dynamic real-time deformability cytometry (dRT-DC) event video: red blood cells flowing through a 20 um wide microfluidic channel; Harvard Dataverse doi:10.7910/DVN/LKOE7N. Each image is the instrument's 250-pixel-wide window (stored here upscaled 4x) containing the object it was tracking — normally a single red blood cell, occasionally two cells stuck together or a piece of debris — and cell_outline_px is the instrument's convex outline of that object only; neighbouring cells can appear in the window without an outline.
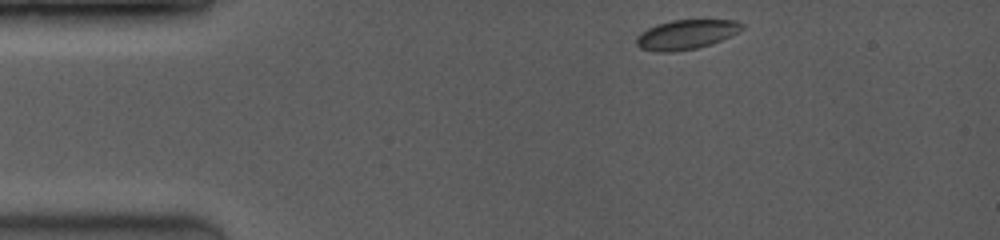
{"species": "common noctule bat (a hibernating species)", "species_latin": "Nyctalus noctula", "temperature_condition": "room temperature", "stored_images_in_passage": 7, "camera_frame_rate_fps": 3500, "um_per_image_px": 0.085, "animal": {"sex": "female", "body_mass_g": 19.0, "forearm_length_mm": 53.3}, "frame": {"image": 1, "passage_image": 1, "time_ms": 0.0, "image_size_px": [1000, 240], "cell_outline_px": [[744, 28], [740, 32], [720, 40], [696, 48], [672, 52], [656, 52], [640, 48], [636, 44], [636, 36], [648, 28], [656, 24], [672, 20], [736, 20], [744, 24]], "centroid_in_image_um": [58.32, 2.93], "position_along_channel_um": 26.7, "area_um2": 18.15}}
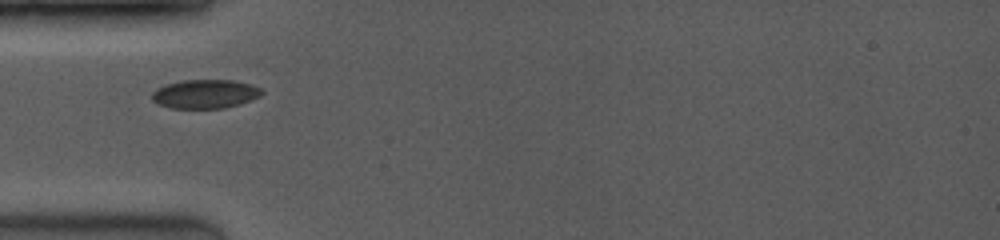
{"frame": {"image": 2, "passage_image": 5, "time_ms": 2.571, "image_size_px": [1000, 240], "cell_outline_px": [[264, 92], [260, 96], [252, 100], [240, 104], [224, 108], [172, 108], [156, 104], [152, 100], [152, 92], [156, 88], [168, 84], [184, 80], [232, 80], [252, 84], [260, 88]], "centroid_in_image_um": [17.45, 7.99], "position_along_channel_um": 67.6, "area_um2": 18.55}}
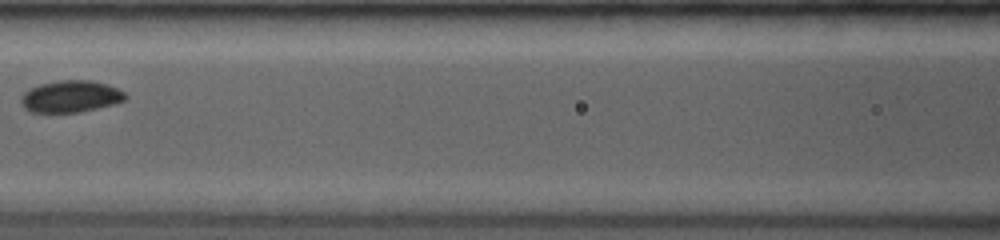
{"frame": {"image": 3, "passage_image": 7, "time_ms": 4.857, "image_size_px": [1000, 240], "cell_outline_px": [[128, 100], [116, 104], [80, 112], [32, 112], [24, 108], [20, 100], [24, 92], [40, 84], [60, 80], [88, 80], [104, 84], [116, 88], [124, 92], [128, 96]], "centroid_in_image_um": [6.04, 8.21], "position_along_channel_um": 160.6, "area_um2": 19.31}}